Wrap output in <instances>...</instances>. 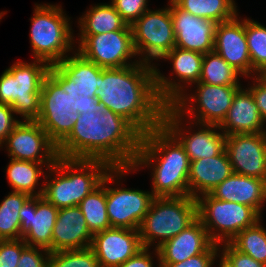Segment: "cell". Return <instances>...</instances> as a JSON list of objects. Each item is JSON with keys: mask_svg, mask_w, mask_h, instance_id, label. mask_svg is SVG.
Listing matches in <instances>:
<instances>
[{"mask_svg": "<svg viewBox=\"0 0 266 267\" xmlns=\"http://www.w3.org/2000/svg\"><path fill=\"white\" fill-rule=\"evenodd\" d=\"M141 135L123 116L108 108L80 113L57 152L63 158L101 160L112 168L132 167Z\"/></svg>", "mask_w": 266, "mask_h": 267, "instance_id": "1", "label": "cell"}, {"mask_svg": "<svg viewBox=\"0 0 266 267\" xmlns=\"http://www.w3.org/2000/svg\"><path fill=\"white\" fill-rule=\"evenodd\" d=\"M97 99L105 108L123 116L141 134L161 125L166 106L156 92L155 66L143 62L102 68Z\"/></svg>", "mask_w": 266, "mask_h": 267, "instance_id": "2", "label": "cell"}, {"mask_svg": "<svg viewBox=\"0 0 266 267\" xmlns=\"http://www.w3.org/2000/svg\"><path fill=\"white\" fill-rule=\"evenodd\" d=\"M144 165L153 167L152 194L155 197L189 196V157L179 141L162 124L141 135L132 167L135 171Z\"/></svg>", "mask_w": 266, "mask_h": 267, "instance_id": "3", "label": "cell"}, {"mask_svg": "<svg viewBox=\"0 0 266 267\" xmlns=\"http://www.w3.org/2000/svg\"><path fill=\"white\" fill-rule=\"evenodd\" d=\"M112 167L101 160L58 157L45 175L42 197L56 208L78 206L101 183ZM48 177L50 178L49 180Z\"/></svg>", "mask_w": 266, "mask_h": 267, "instance_id": "4", "label": "cell"}, {"mask_svg": "<svg viewBox=\"0 0 266 267\" xmlns=\"http://www.w3.org/2000/svg\"><path fill=\"white\" fill-rule=\"evenodd\" d=\"M30 41L35 60L57 65L73 49V32L61 5L35 4ZM73 41V42H72ZM65 55V56H64Z\"/></svg>", "mask_w": 266, "mask_h": 267, "instance_id": "5", "label": "cell"}, {"mask_svg": "<svg viewBox=\"0 0 266 267\" xmlns=\"http://www.w3.org/2000/svg\"><path fill=\"white\" fill-rule=\"evenodd\" d=\"M197 218V199L191 196L155 197L139 227L141 243L144 248H150L154 246L153 243H157V249L180 234Z\"/></svg>", "mask_w": 266, "mask_h": 267, "instance_id": "6", "label": "cell"}, {"mask_svg": "<svg viewBox=\"0 0 266 267\" xmlns=\"http://www.w3.org/2000/svg\"><path fill=\"white\" fill-rule=\"evenodd\" d=\"M50 66L41 60L15 62L0 76V104L10 105L24 120L35 121L40 112V93Z\"/></svg>", "mask_w": 266, "mask_h": 267, "instance_id": "7", "label": "cell"}, {"mask_svg": "<svg viewBox=\"0 0 266 267\" xmlns=\"http://www.w3.org/2000/svg\"><path fill=\"white\" fill-rule=\"evenodd\" d=\"M198 218L215 244L230 241L242 230L254 226L261 217L252 207L227 202L205 194L197 198Z\"/></svg>", "mask_w": 266, "mask_h": 267, "instance_id": "8", "label": "cell"}, {"mask_svg": "<svg viewBox=\"0 0 266 267\" xmlns=\"http://www.w3.org/2000/svg\"><path fill=\"white\" fill-rule=\"evenodd\" d=\"M130 26L135 52L137 57L141 56L138 57L140 62L151 64V59H162L175 47L170 6L154 11L148 9Z\"/></svg>", "mask_w": 266, "mask_h": 267, "instance_id": "9", "label": "cell"}, {"mask_svg": "<svg viewBox=\"0 0 266 267\" xmlns=\"http://www.w3.org/2000/svg\"><path fill=\"white\" fill-rule=\"evenodd\" d=\"M79 114L70 105L69 94L48 73L42 83L37 121L58 147L71 133Z\"/></svg>", "mask_w": 266, "mask_h": 267, "instance_id": "10", "label": "cell"}, {"mask_svg": "<svg viewBox=\"0 0 266 267\" xmlns=\"http://www.w3.org/2000/svg\"><path fill=\"white\" fill-rule=\"evenodd\" d=\"M196 85V94H190V97L187 93L183 94L172 106L183 116L187 117L189 114L190 118L195 116L194 121H197L194 124L219 126L229 111L233 97L241 88V85L220 86L201 82H198Z\"/></svg>", "mask_w": 266, "mask_h": 267, "instance_id": "11", "label": "cell"}, {"mask_svg": "<svg viewBox=\"0 0 266 267\" xmlns=\"http://www.w3.org/2000/svg\"><path fill=\"white\" fill-rule=\"evenodd\" d=\"M78 37L80 42L76 52L103 69L121 68L140 63L138 60L129 62L137 55L133 45L132 30H116Z\"/></svg>", "mask_w": 266, "mask_h": 267, "instance_id": "12", "label": "cell"}, {"mask_svg": "<svg viewBox=\"0 0 266 267\" xmlns=\"http://www.w3.org/2000/svg\"><path fill=\"white\" fill-rule=\"evenodd\" d=\"M183 117L172 105H168L165 106L161 124L179 141L190 161L211 158L225 150L226 135L217 131L220 129L218 126L199 123L200 130L188 134L181 127Z\"/></svg>", "mask_w": 266, "mask_h": 267, "instance_id": "13", "label": "cell"}, {"mask_svg": "<svg viewBox=\"0 0 266 267\" xmlns=\"http://www.w3.org/2000/svg\"><path fill=\"white\" fill-rule=\"evenodd\" d=\"M8 157L37 163H55L57 146L37 121H20L7 136Z\"/></svg>", "mask_w": 266, "mask_h": 267, "instance_id": "14", "label": "cell"}, {"mask_svg": "<svg viewBox=\"0 0 266 267\" xmlns=\"http://www.w3.org/2000/svg\"><path fill=\"white\" fill-rule=\"evenodd\" d=\"M204 54L173 47L162 59L172 62L173 72L178 82L165 77L155 67V87L160 100L166 105H173L184 93L185 85L199 82ZM180 82L183 83L180 84ZM189 82V83H188Z\"/></svg>", "mask_w": 266, "mask_h": 267, "instance_id": "15", "label": "cell"}, {"mask_svg": "<svg viewBox=\"0 0 266 267\" xmlns=\"http://www.w3.org/2000/svg\"><path fill=\"white\" fill-rule=\"evenodd\" d=\"M233 173L266 181V132L226 135Z\"/></svg>", "mask_w": 266, "mask_h": 267, "instance_id": "16", "label": "cell"}, {"mask_svg": "<svg viewBox=\"0 0 266 267\" xmlns=\"http://www.w3.org/2000/svg\"><path fill=\"white\" fill-rule=\"evenodd\" d=\"M58 211L44 197H30L19 213L20 239L30 247H40L52 252V232Z\"/></svg>", "mask_w": 266, "mask_h": 267, "instance_id": "17", "label": "cell"}, {"mask_svg": "<svg viewBox=\"0 0 266 267\" xmlns=\"http://www.w3.org/2000/svg\"><path fill=\"white\" fill-rule=\"evenodd\" d=\"M154 198L152 192L107 186V216L111 227L139 230Z\"/></svg>", "mask_w": 266, "mask_h": 267, "instance_id": "18", "label": "cell"}, {"mask_svg": "<svg viewBox=\"0 0 266 267\" xmlns=\"http://www.w3.org/2000/svg\"><path fill=\"white\" fill-rule=\"evenodd\" d=\"M91 248L100 267H119L144 247L139 230L110 228L93 234Z\"/></svg>", "mask_w": 266, "mask_h": 267, "instance_id": "19", "label": "cell"}, {"mask_svg": "<svg viewBox=\"0 0 266 267\" xmlns=\"http://www.w3.org/2000/svg\"><path fill=\"white\" fill-rule=\"evenodd\" d=\"M214 51L242 76L252 77V64L245 33V19L240 21L238 14L231 20L217 23Z\"/></svg>", "mask_w": 266, "mask_h": 267, "instance_id": "20", "label": "cell"}, {"mask_svg": "<svg viewBox=\"0 0 266 267\" xmlns=\"http://www.w3.org/2000/svg\"><path fill=\"white\" fill-rule=\"evenodd\" d=\"M174 25L175 47L208 53L214 51L216 22L199 18L169 2Z\"/></svg>", "mask_w": 266, "mask_h": 267, "instance_id": "21", "label": "cell"}, {"mask_svg": "<svg viewBox=\"0 0 266 267\" xmlns=\"http://www.w3.org/2000/svg\"><path fill=\"white\" fill-rule=\"evenodd\" d=\"M93 233L78 206L59 209L52 232V252L91 247Z\"/></svg>", "mask_w": 266, "mask_h": 267, "instance_id": "22", "label": "cell"}, {"mask_svg": "<svg viewBox=\"0 0 266 267\" xmlns=\"http://www.w3.org/2000/svg\"><path fill=\"white\" fill-rule=\"evenodd\" d=\"M212 244L203 223L197 218L180 234L155 249V255L159 263H178L204 253Z\"/></svg>", "mask_w": 266, "mask_h": 267, "instance_id": "23", "label": "cell"}, {"mask_svg": "<svg viewBox=\"0 0 266 267\" xmlns=\"http://www.w3.org/2000/svg\"><path fill=\"white\" fill-rule=\"evenodd\" d=\"M213 198L252 207L260 216L266 202V181L232 173L209 193Z\"/></svg>", "mask_w": 266, "mask_h": 267, "instance_id": "24", "label": "cell"}, {"mask_svg": "<svg viewBox=\"0 0 266 267\" xmlns=\"http://www.w3.org/2000/svg\"><path fill=\"white\" fill-rule=\"evenodd\" d=\"M264 124L253 95L247 88L241 87L234 95L231 107L218 127L224 135L249 134L266 132Z\"/></svg>", "mask_w": 266, "mask_h": 267, "instance_id": "25", "label": "cell"}, {"mask_svg": "<svg viewBox=\"0 0 266 267\" xmlns=\"http://www.w3.org/2000/svg\"><path fill=\"white\" fill-rule=\"evenodd\" d=\"M57 65L50 66L48 73L64 89L98 90L102 68L74 51Z\"/></svg>", "mask_w": 266, "mask_h": 267, "instance_id": "26", "label": "cell"}, {"mask_svg": "<svg viewBox=\"0 0 266 267\" xmlns=\"http://www.w3.org/2000/svg\"><path fill=\"white\" fill-rule=\"evenodd\" d=\"M232 173V165L225 150L211 158L190 161L189 196L197 199L200 195L209 194Z\"/></svg>", "mask_w": 266, "mask_h": 267, "instance_id": "27", "label": "cell"}, {"mask_svg": "<svg viewBox=\"0 0 266 267\" xmlns=\"http://www.w3.org/2000/svg\"><path fill=\"white\" fill-rule=\"evenodd\" d=\"M133 171V167H115L105 175L102 183L90 192L78 205L89 230L94 234L99 231L112 228L107 216L106 185L119 180L128 171Z\"/></svg>", "mask_w": 266, "mask_h": 267, "instance_id": "28", "label": "cell"}, {"mask_svg": "<svg viewBox=\"0 0 266 267\" xmlns=\"http://www.w3.org/2000/svg\"><path fill=\"white\" fill-rule=\"evenodd\" d=\"M78 21L81 32L79 35H98L116 30H132L111 3L92 6Z\"/></svg>", "mask_w": 266, "mask_h": 267, "instance_id": "29", "label": "cell"}, {"mask_svg": "<svg viewBox=\"0 0 266 267\" xmlns=\"http://www.w3.org/2000/svg\"><path fill=\"white\" fill-rule=\"evenodd\" d=\"M53 164L11 159L6 169L9 185H11L13 191L27 193L31 197H41L44 185L37 192L34 189L38 187V180L45 173L42 171L43 166L46 165V169H48Z\"/></svg>", "mask_w": 266, "mask_h": 267, "instance_id": "30", "label": "cell"}, {"mask_svg": "<svg viewBox=\"0 0 266 267\" xmlns=\"http://www.w3.org/2000/svg\"><path fill=\"white\" fill-rule=\"evenodd\" d=\"M180 9L192 15L221 23L238 13L234 0H172Z\"/></svg>", "mask_w": 266, "mask_h": 267, "instance_id": "31", "label": "cell"}, {"mask_svg": "<svg viewBox=\"0 0 266 267\" xmlns=\"http://www.w3.org/2000/svg\"><path fill=\"white\" fill-rule=\"evenodd\" d=\"M31 196L12 191L0 203V240L20 239V217L22 206Z\"/></svg>", "mask_w": 266, "mask_h": 267, "instance_id": "32", "label": "cell"}, {"mask_svg": "<svg viewBox=\"0 0 266 267\" xmlns=\"http://www.w3.org/2000/svg\"><path fill=\"white\" fill-rule=\"evenodd\" d=\"M239 75L241 76L215 51L204 54L199 82L220 86L240 85Z\"/></svg>", "mask_w": 266, "mask_h": 267, "instance_id": "33", "label": "cell"}, {"mask_svg": "<svg viewBox=\"0 0 266 267\" xmlns=\"http://www.w3.org/2000/svg\"><path fill=\"white\" fill-rule=\"evenodd\" d=\"M260 221L238 233L230 244L239 252L266 265V229L260 225Z\"/></svg>", "mask_w": 266, "mask_h": 267, "instance_id": "34", "label": "cell"}, {"mask_svg": "<svg viewBox=\"0 0 266 267\" xmlns=\"http://www.w3.org/2000/svg\"><path fill=\"white\" fill-rule=\"evenodd\" d=\"M245 33L252 75H266V27L252 19H245Z\"/></svg>", "mask_w": 266, "mask_h": 267, "instance_id": "35", "label": "cell"}, {"mask_svg": "<svg viewBox=\"0 0 266 267\" xmlns=\"http://www.w3.org/2000/svg\"><path fill=\"white\" fill-rule=\"evenodd\" d=\"M69 94L71 108L80 113L104 110V105L98 101V90L64 89Z\"/></svg>", "mask_w": 266, "mask_h": 267, "instance_id": "36", "label": "cell"}, {"mask_svg": "<svg viewBox=\"0 0 266 267\" xmlns=\"http://www.w3.org/2000/svg\"><path fill=\"white\" fill-rule=\"evenodd\" d=\"M111 4L121 15L122 19L132 25L147 8L148 0H111Z\"/></svg>", "mask_w": 266, "mask_h": 267, "instance_id": "37", "label": "cell"}, {"mask_svg": "<svg viewBox=\"0 0 266 267\" xmlns=\"http://www.w3.org/2000/svg\"><path fill=\"white\" fill-rule=\"evenodd\" d=\"M27 246L23 239L0 240V267H17L21 253Z\"/></svg>", "mask_w": 266, "mask_h": 267, "instance_id": "38", "label": "cell"}, {"mask_svg": "<svg viewBox=\"0 0 266 267\" xmlns=\"http://www.w3.org/2000/svg\"><path fill=\"white\" fill-rule=\"evenodd\" d=\"M221 246L213 243L204 253L190 257L178 263H159V267H212Z\"/></svg>", "mask_w": 266, "mask_h": 267, "instance_id": "39", "label": "cell"}, {"mask_svg": "<svg viewBox=\"0 0 266 267\" xmlns=\"http://www.w3.org/2000/svg\"><path fill=\"white\" fill-rule=\"evenodd\" d=\"M49 255L50 252L44 248L27 246L21 253L17 267H47Z\"/></svg>", "mask_w": 266, "mask_h": 267, "instance_id": "40", "label": "cell"}, {"mask_svg": "<svg viewBox=\"0 0 266 267\" xmlns=\"http://www.w3.org/2000/svg\"><path fill=\"white\" fill-rule=\"evenodd\" d=\"M223 254L234 267H266L265 264L257 262L251 256L243 254L235 249L230 243H224L222 245Z\"/></svg>", "mask_w": 266, "mask_h": 267, "instance_id": "41", "label": "cell"}, {"mask_svg": "<svg viewBox=\"0 0 266 267\" xmlns=\"http://www.w3.org/2000/svg\"><path fill=\"white\" fill-rule=\"evenodd\" d=\"M69 267H100L91 247L69 250Z\"/></svg>", "mask_w": 266, "mask_h": 267, "instance_id": "42", "label": "cell"}, {"mask_svg": "<svg viewBox=\"0 0 266 267\" xmlns=\"http://www.w3.org/2000/svg\"><path fill=\"white\" fill-rule=\"evenodd\" d=\"M252 78L255 81L253 86H250V88L248 87V90L253 95L260 115L266 123V75H253Z\"/></svg>", "mask_w": 266, "mask_h": 267, "instance_id": "43", "label": "cell"}, {"mask_svg": "<svg viewBox=\"0 0 266 267\" xmlns=\"http://www.w3.org/2000/svg\"><path fill=\"white\" fill-rule=\"evenodd\" d=\"M14 109L10 105L0 104V147H2L7 136L13 131V128L20 122L14 118Z\"/></svg>", "mask_w": 266, "mask_h": 267, "instance_id": "44", "label": "cell"}, {"mask_svg": "<svg viewBox=\"0 0 266 267\" xmlns=\"http://www.w3.org/2000/svg\"><path fill=\"white\" fill-rule=\"evenodd\" d=\"M153 258L149 248H143L119 267H153Z\"/></svg>", "mask_w": 266, "mask_h": 267, "instance_id": "45", "label": "cell"}, {"mask_svg": "<svg viewBox=\"0 0 266 267\" xmlns=\"http://www.w3.org/2000/svg\"><path fill=\"white\" fill-rule=\"evenodd\" d=\"M47 267H69V250L50 252Z\"/></svg>", "mask_w": 266, "mask_h": 267, "instance_id": "46", "label": "cell"}, {"mask_svg": "<svg viewBox=\"0 0 266 267\" xmlns=\"http://www.w3.org/2000/svg\"><path fill=\"white\" fill-rule=\"evenodd\" d=\"M219 267H234L233 264L222 254Z\"/></svg>", "mask_w": 266, "mask_h": 267, "instance_id": "47", "label": "cell"}]
</instances>
